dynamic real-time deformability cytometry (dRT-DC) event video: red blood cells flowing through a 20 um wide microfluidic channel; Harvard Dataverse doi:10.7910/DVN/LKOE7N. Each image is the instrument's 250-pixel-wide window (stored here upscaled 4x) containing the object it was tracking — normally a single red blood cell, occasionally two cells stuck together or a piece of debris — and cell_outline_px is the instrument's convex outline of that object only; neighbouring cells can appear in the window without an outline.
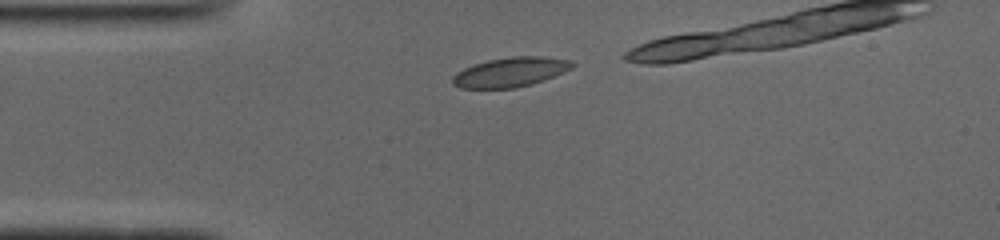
{"species": "common noctule bat (a hibernating species)", "species_latin": "Nyctalus noctula", "temperature_condition": "cold", "stored_images_in_passage": 13, "camera_frame_rate_fps": 3000, "um_per_image_px": 0.085, "animal": {"sex": "male", "body_mass_g": 19.0, "forearm_length_mm": 50.8}, "frame": {"image": 1, "passage_image": 3, "time_ms": 0.667, "image_size_px": [1000, 240], "cell_outline_px": [[576, 64], [572, 68], [564, 72], [544, 80], [532, 84], [516, 88], [460, 88], [452, 84], [452, 76], [456, 72], [464, 68], [488, 60], [512, 56], [544, 56], [572, 60]], "centroid_in_image_um": [43.41, 6.12], "position_along_channel_um": 41.6, "area_um2": 20.75}}
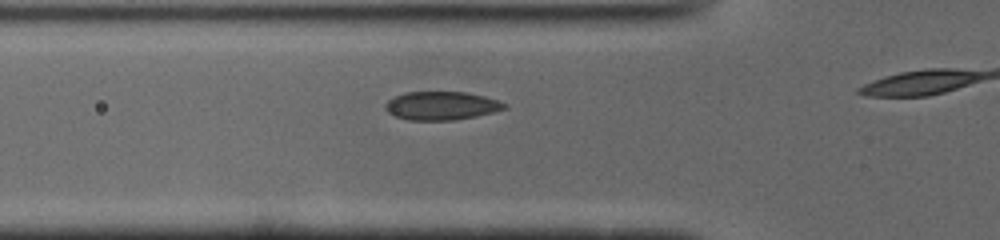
{"frame": {"image": 2, "passage_image": 8, "time_ms": 2.333, "image_size_px": [1000, 240], "cell_outline_px": [[508, 108], [476, 116], [452, 120], [408, 120], [396, 116], [388, 112], [384, 108], [384, 104], [388, 100], [404, 92], [464, 92], [484, 96], [508, 104]], "centroid_in_image_um": [37.51, 8.98], "position_along_channel_um": 88.3, "area_um2": 19.65}}
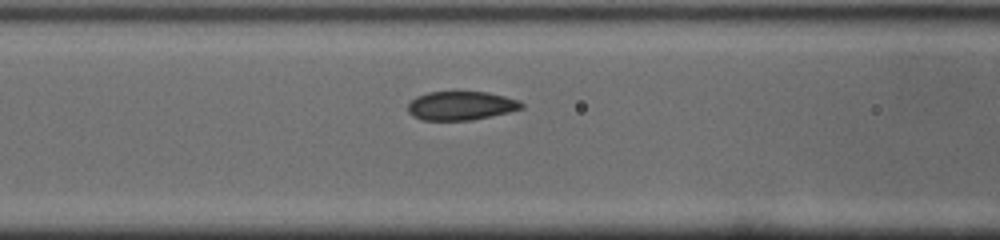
{"frame": {"image": 3, "passage_image": 11, "time_ms": 3.333, "image_size_px": [1000, 240], "cell_outline_px": [[524, 108], [492, 116], [472, 120], [420, 120], [412, 116], [408, 112], [408, 104], [416, 96], [428, 92], [488, 92], [520, 100], [524, 104]], "centroid_in_image_um": [39.19, 8.99], "position_along_channel_um": 127.4, "area_um2": 19.19}}